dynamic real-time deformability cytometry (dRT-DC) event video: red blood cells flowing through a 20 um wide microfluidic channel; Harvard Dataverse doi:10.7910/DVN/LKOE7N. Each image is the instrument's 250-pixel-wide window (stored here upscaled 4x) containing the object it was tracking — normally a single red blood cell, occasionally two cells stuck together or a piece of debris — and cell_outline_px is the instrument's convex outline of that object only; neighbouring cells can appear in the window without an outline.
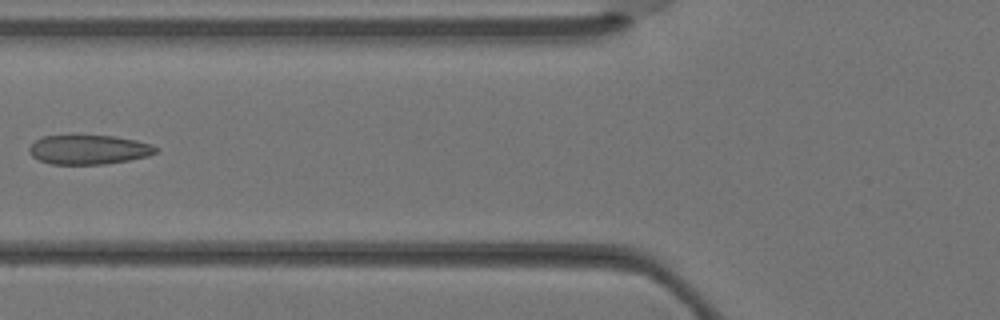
{"species": "Egyptian fruit bat (a non-hibernating species)", "species_latin": "Rousettus aegyptiacus", "temperature_condition": "warm", "stored_images_in_passage": 3, "camera_frame_rate_fps": 3000, "um_per_image_px": 0.085, "animal": {"sex": "female"}, "frame": {"image": 1, "passage_image": 3, "time_ms": 0.667, "image_size_px": [1000, 320], "cell_outline_px": [[160, 148], [156, 152], [148, 156], [128, 160], [104, 164], [52, 164], [40, 160], [32, 156], [28, 152], [28, 148], [36, 140], [44, 136], [112, 136], [136, 140], [152, 144]], "centroid_in_image_um": [7.56, 12.72], "position_along_channel_um": 118.2, "area_um2": 21.5}}